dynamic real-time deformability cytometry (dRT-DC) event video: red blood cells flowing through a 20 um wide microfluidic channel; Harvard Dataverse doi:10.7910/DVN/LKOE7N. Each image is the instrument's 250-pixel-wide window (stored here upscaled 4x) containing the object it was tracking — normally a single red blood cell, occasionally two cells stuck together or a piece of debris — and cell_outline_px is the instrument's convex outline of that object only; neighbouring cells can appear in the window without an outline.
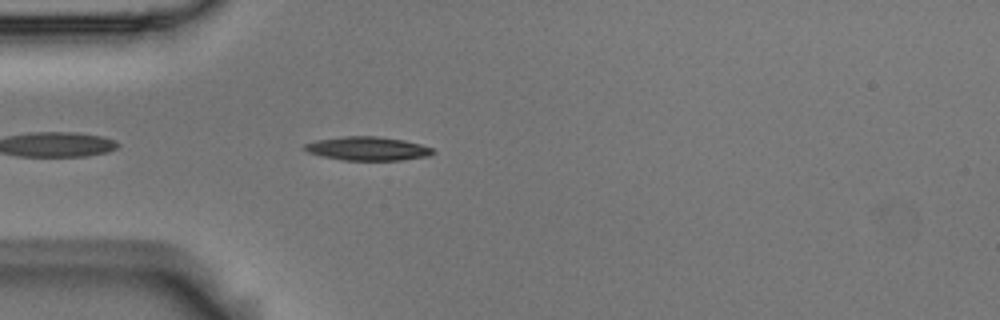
{"species": "Egyptian fruit bat (a non-hibernating species)", "species_latin": "Rousettus aegyptiacus", "temperature_condition": "room temperature", "stored_images_in_passage": 9, "camera_frame_rate_fps": 3000, "um_per_image_px": 0.085, "animal": {"sex": "male"}, "frame": {"image": 1, "passage_image": 4, "time_ms": 1.0, "image_size_px": [1000, 320], "cell_outline_px": [[436, 152], [428, 156], [400, 160], [344, 160], [320, 156], [308, 152], [304, 148], [304, 144], [316, 140], [340, 136], [376, 136], [404, 140], [420, 144], [432, 148]], "centroid_in_image_um": [31.23, 12.62], "position_along_channel_um": 53.8, "area_um2": 17.74}}